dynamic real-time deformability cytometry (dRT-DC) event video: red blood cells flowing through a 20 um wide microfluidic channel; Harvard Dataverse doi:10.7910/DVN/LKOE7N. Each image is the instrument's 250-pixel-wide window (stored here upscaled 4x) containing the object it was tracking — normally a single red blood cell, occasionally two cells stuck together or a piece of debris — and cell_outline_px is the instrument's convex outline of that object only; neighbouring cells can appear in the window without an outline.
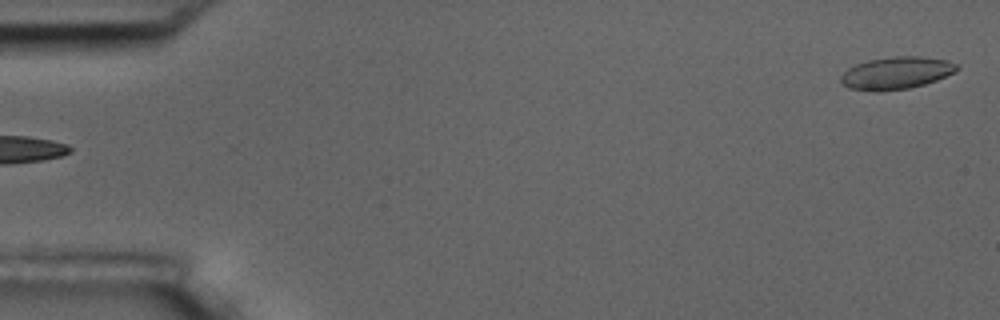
{"species": "common noctule bat (a hibernating species)", "species_latin": "Nyctalus noctula", "temperature_condition": "room temperature", "stored_images_in_passage": 5, "segment_of_instrument_passage": [2, 2], "camera_frame_rate_fps": 3000, "um_per_image_px": 0.085, "animal": {"sex": "male", "body_mass_g": 17.5, "forearm_length_mm": 52.3}, "frame": {"image": 1, "passage_image": 5, "time_ms": 4.667, "image_size_px": [1000, 320], "cell_outline_px": [[960, 68], [956, 72], [936, 80], [924, 84], [908, 88], [876, 92], [848, 88], [840, 80], [840, 76], [848, 68], [856, 64], [868, 60], [892, 56], [920, 56], [944, 60], [956, 64]], "centroid_in_image_um": [76.17, 6.2], "position_along_channel_um": 8.8, "area_um2": 21.85}}